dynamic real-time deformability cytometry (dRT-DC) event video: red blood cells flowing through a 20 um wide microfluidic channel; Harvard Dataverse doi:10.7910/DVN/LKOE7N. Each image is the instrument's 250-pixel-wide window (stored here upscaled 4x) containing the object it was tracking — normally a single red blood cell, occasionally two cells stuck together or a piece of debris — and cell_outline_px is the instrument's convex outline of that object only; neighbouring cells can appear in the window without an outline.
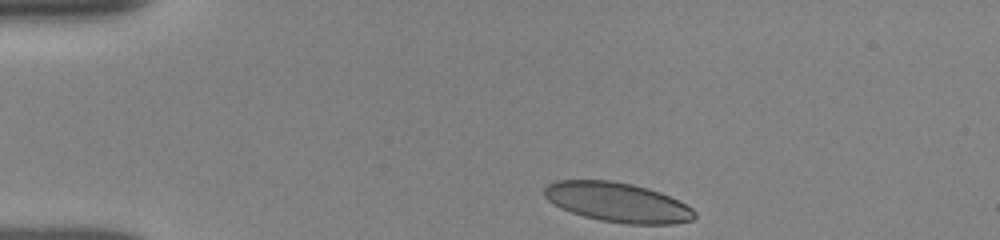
{"species": "human", "species_latin": "Homo sapiens", "temperature_condition": "room temperature", "stored_images_in_passage": 21, "camera_frame_rate_fps": 3000, "um_per_image_px": 0.085, "donor": {"sex": "female"}, "frame": {"image": 1, "passage_image": 1, "time_ms": 0.0, "image_size_px": [1000, 240], "cell_outline_px": [[696, 216], [692, 220], [672, 224], [624, 224], [600, 220], [584, 216], [560, 208], [548, 200], [544, 196], [544, 188], [548, 184], [556, 180], [608, 180], [632, 184], [648, 188], [660, 192], [692, 208], [696, 212]], "centroid_in_image_um": [52.47, 17.19], "position_along_channel_um": 32.5, "area_um2": 34.56}}
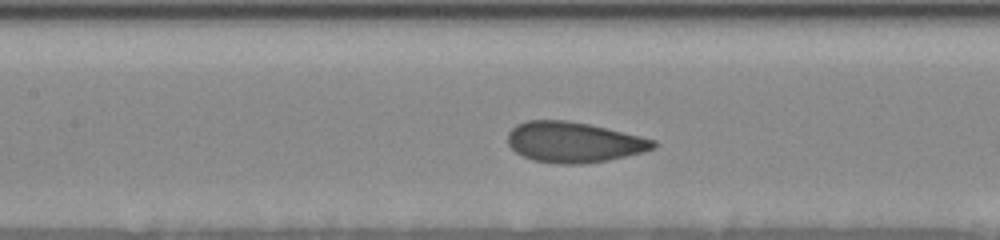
{"frame": {"image": 2, "passage_image": 15, "time_ms": 4.667, "image_size_px": [1000, 240], "cell_outline_px": [[656, 148], [644, 152], [608, 160], [584, 164], [556, 164], [532, 160], [516, 152], [508, 144], [508, 132], [516, 124], [528, 120], [568, 120], [588, 124], [640, 136], [656, 140]], "centroid_in_image_um": [48.76, 12.09], "position_along_channel_um": 158.6, "area_um2": 34.45}}
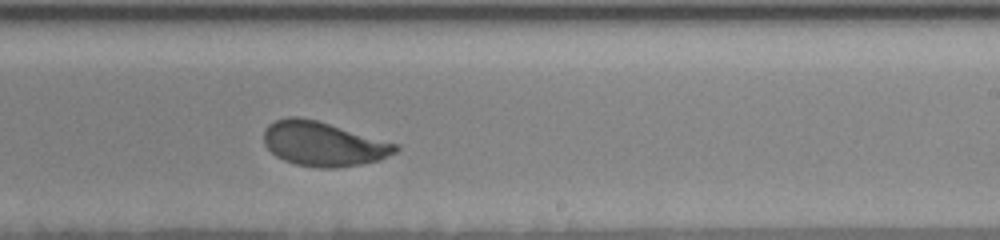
{"frame": {"image": 3, "passage_image": 21, "time_ms": 7.333, "image_size_px": [1000, 240], "cell_outline_px": [[400, 148], [396, 152], [380, 160], [360, 164], [336, 168], [316, 168], [296, 164], [284, 160], [276, 156], [264, 144], [264, 128], [268, 124], [276, 120], [288, 116], [296, 116], [316, 120], [396, 144]], "centroid_in_image_um": [27.44, 12.24], "position_along_channel_um": 261.6, "area_um2": 33.81}}